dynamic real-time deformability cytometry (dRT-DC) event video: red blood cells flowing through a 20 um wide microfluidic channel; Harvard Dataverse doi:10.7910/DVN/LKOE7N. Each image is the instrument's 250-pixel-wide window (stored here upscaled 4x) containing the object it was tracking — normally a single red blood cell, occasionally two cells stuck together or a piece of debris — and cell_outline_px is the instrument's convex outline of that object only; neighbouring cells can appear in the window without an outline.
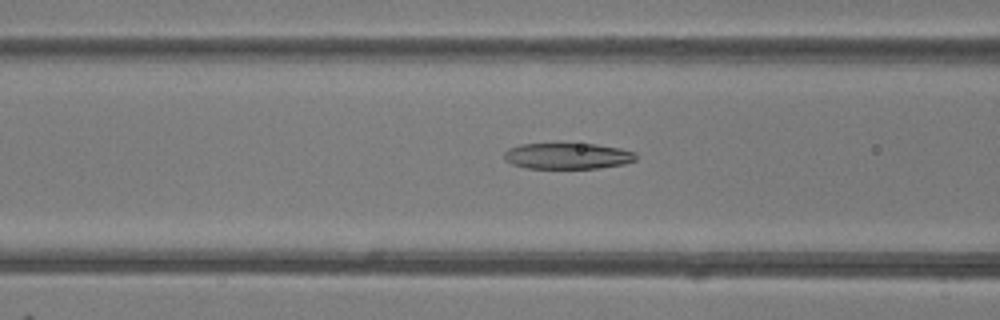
{"species": "common noctule bat (a hibernating species)", "species_latin": "Nyctalus noctula", "temperature_condition": "room temperature", "stored_images_in_passage": 44, "camera_frame_rate_fps": 3000, "um_per_image_px": 0.085, "animal": {"sex": "female"}, "frame": {"image": 1, "passage_image": 14, "time_ms": 4.333, "image_size_px": [1000, 320], "cell_outline_px": [[636, 160], [624, 164], [600, 168], [524, 168], [512, 164], [504, 160], [504, 152], [508, 148], [520, 144], [596, 144], [620, 148], [636, 152]], "centroid_in_image_um": [48.24, 13.26], "position_along_channel_um": 118.4, "area_um2": 20.11}}
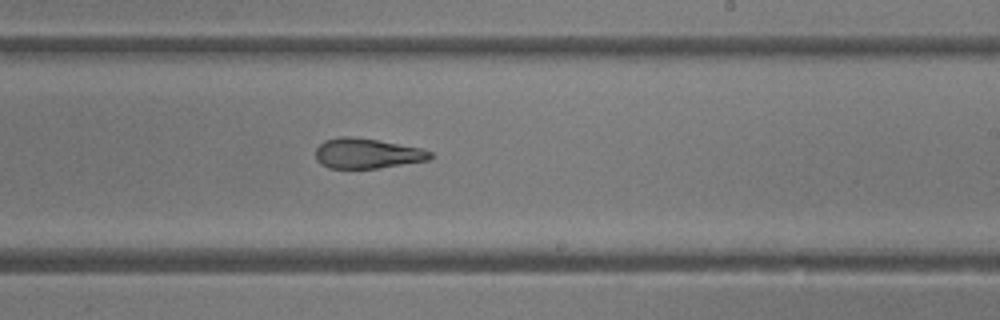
{"frame": {"image": 2, "passage_image": 24, "time_ms": 7.667, "image_size_px": [1000, 320], "cell_outline_px": [[432, 156], [428, 160], [380, 168], [328, 168], [320, 164], [316, 160], [316, 148], [324, 140], [340, 136], [348, 136], [376, 140], [424, 148], [432, 152]], "centroid_in_image_um": [31.19, 13.04], "position_along_channel_um": 257.8, "area_um2": 20.17}}
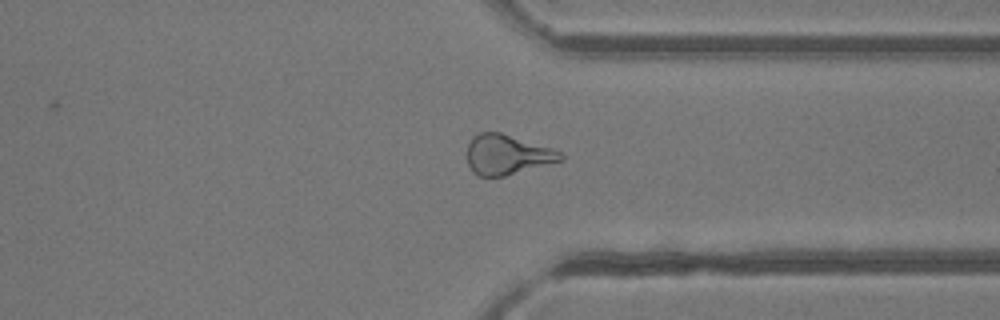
{"frame": {"image": 3, "passage_image": 32, "time_ms": 10.333, "image_size_px": [1000, 320], "cell_outline_px": [[564, 160], [504, 176], [480, 176], [472, 172], [468, 164], [468, 144], [472, 136], [480, 132], [500, 132], [552, 148], [560, 152], [564, 156]], "centroid_in_image_um": [43.1, 13.14], "position_along_channel_um": 368.3, "area_um2": 21.68}, "authors_computed_cell_mechanics": {"area_um2": 22.0218, "velocity_mm_per_s": 4.1834, "shape_relaxation_time_tau1_ms": null, "shape_relaxation_time_tau2_ms": 1.3441, "deformation_change_tau1": null, "deformation_change_tau2": 0.1055}}